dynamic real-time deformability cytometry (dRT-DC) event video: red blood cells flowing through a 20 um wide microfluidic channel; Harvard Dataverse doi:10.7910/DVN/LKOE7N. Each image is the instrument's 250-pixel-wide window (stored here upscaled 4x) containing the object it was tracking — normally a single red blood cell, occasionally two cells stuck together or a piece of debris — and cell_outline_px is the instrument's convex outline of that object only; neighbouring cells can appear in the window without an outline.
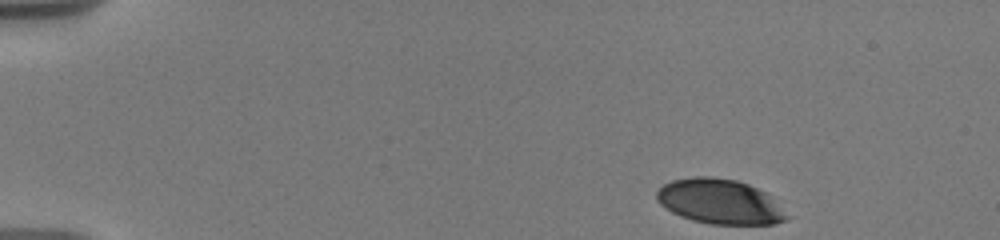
{"species": "human", "species_latin": "Homo sapiens", "temperature_condition": "warm", "stored_images_in_passage": 6, "camera_frame_rate_fps": 3000, "um_per_image_px": 0.085, "donor": {"sex": "male"}, "frame": {"image": 1, "passage_image": 1, "time_ms": 0.0, "image_size_px": [1000, 240], "cell_outline_px": [[792, 216], [788, 220], [772, 224], [708, 224], [692, 220], [680, 216], [672, 212], [660, 204], [656, 200], [656, 192], [664, 184], [672, 180], [692, 176], [712, 176], [736, 180], [748, 184], [768, 192]], "centroid_in_image_um": [61.24, 17.13], "position_along_channel_um": 23.8, "area_um2": 34.62}}
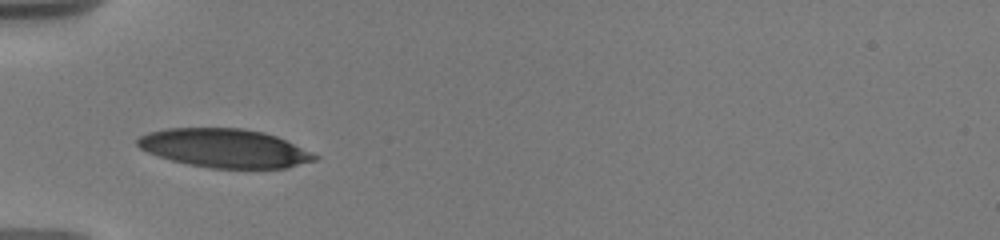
{"frame": {"image": 2, "passage_image": 5, "time_ms": 4.0, "image_size_px": [1000, 240], "cell_outline_px": [[320, 156], [316, 160], [288, 168], [212, 168], [188, 164], [172, 160], [148, 152], [140, 148], [136, 144], [136, 140], [140, 136], [148, 132], [168, 128], [244, 128], [264, 132], [276, 136]], "centroid_in_image_um": [19.09, 12.59], "position_along_channel_um": 65.9, "area_um2": 39.82}}
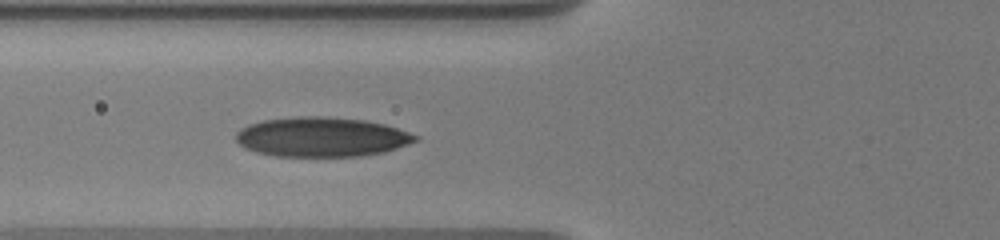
{"frame": {"image": 3, "passage_image": 6, "time_ms": 5.0, "image_size_px": [1000, 240], "cell_outline_px": [[420, 140], [384, 152], [360, 156], [276, 156], [256, 152], [244, 148], [236, 140], [236, 132], [240, 128], [248, 124], [264, 120], [296, 116], [324, 116], [364, 120], [384, 124], [420, 136]], "centroid_in_image_um": [27.33, 11.64], "position_along_channel_um": 98.5, "area_um2": 41.5}}